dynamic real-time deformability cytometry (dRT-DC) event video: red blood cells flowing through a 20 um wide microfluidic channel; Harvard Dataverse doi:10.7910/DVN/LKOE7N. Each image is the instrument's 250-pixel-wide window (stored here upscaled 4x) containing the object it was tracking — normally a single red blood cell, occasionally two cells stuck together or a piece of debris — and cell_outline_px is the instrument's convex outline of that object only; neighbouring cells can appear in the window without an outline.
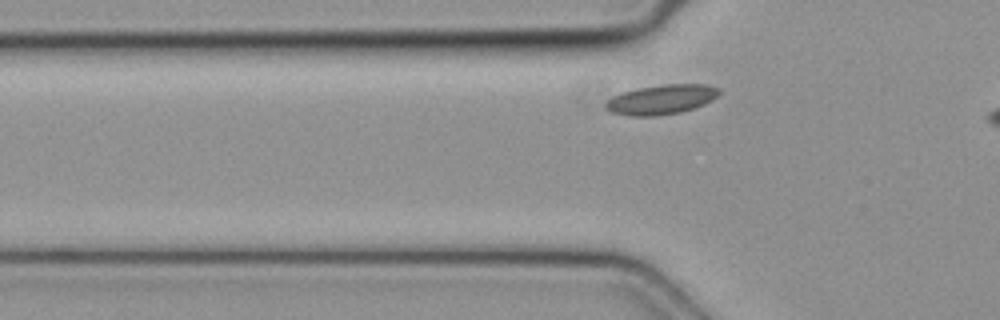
{"species": "common noctule bat (a hibernating species)", "species_latin": "Nyctalus noctula", "temperature_condition": "cold", "stored_images_in_passage": 29, "camera_frame_rate_fps": 3000, "um_per_image_px": 0.085, "animal": {"sex": "female", "body_mass_g": 19.3, "forearm_length_mm": 54.1}, "frame": {"image": 1, "passage_image": 4, "time_ms": 1.0, "image_size_px": [1000, 320], "cell_outline_px": [[720, 92], [712, 100], [704, 104], [680, 112], [656, 116], [632, 116], [612, 112], [604, 104], [612, 96], [620, 92], [640, 88], [664, 84], [704, 84], [720, 88]], "centroid_in_image_um": [56.22, 8.45], "position_along_channel_um": 69.6, "area_um2": 19.42}}
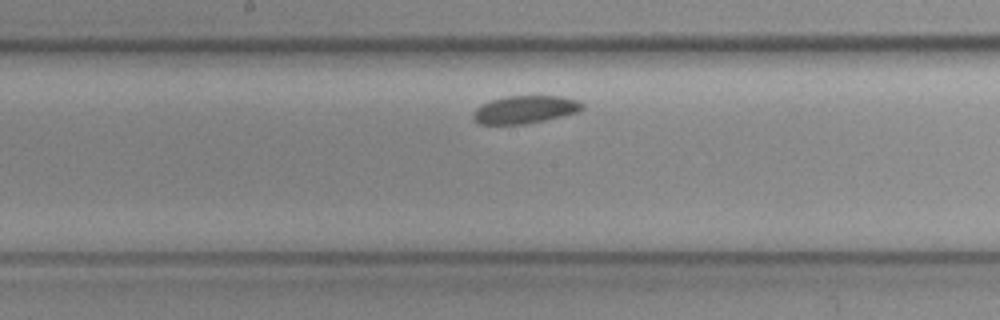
{"frame": {"image": 2, "passage_image": 14, "time_ms": 4.333, "image_size_px": [1000, 320], "cell_outline_px": [[584, 108], [580, 112], [544, 120], [524, 124], [480, 124], [472, 116], [472, 112], [480, 104], [504, 96], [564, 96], [580, 100], [584, 104]], "centroid_in_image_um": [44.66, 9.3], "position_along_channel_um": 203.5, "area_um2": 17.86}}
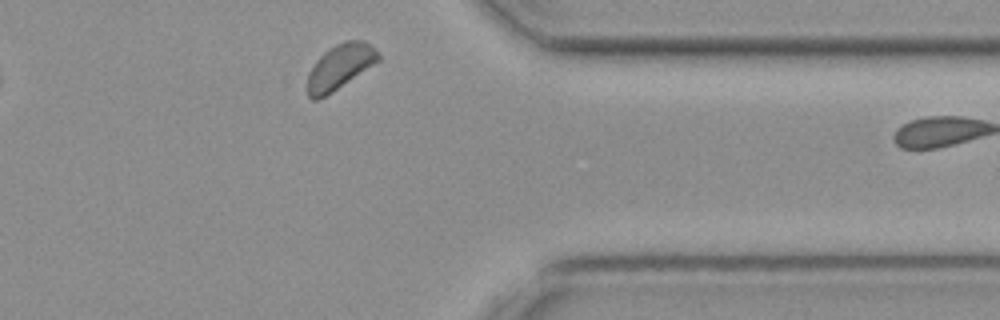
{"frame": {"image": 3, "passage_image": 28, "time_ms": 9.0, "image_size_px": [1000, 320], "cell_outline_px": [[380, 60], [332, 92], [316, 100], [312, 100], [308, 96], [308, 72], [316, 60], [328, 48], [344, 40], [364, 40], [380, 52]], "centroid_in_image_um": [28.9, 5.65], "position_along_channel_um": 382.5, "area_um2": 18.5}}